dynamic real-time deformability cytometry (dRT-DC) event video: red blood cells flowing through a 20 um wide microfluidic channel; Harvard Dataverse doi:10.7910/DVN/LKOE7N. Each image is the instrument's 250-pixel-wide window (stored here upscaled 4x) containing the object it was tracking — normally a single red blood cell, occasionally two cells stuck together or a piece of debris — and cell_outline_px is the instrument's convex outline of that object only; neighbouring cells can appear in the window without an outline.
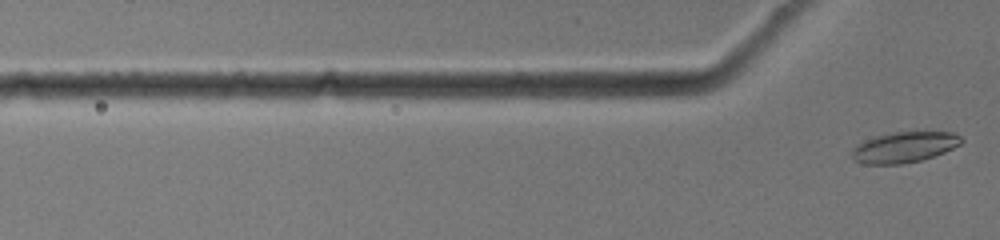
{"species": "common noctule bat (a hibernating species)", "species_latin": "Nyctalus noctula", "temperature_condition": "warm", "stored_images_in_passage": 3, "camera_frame_rate_fps": 3000, "um_per_image_px": 0.085, "animal": {"sex": "female", "body_mass_g": 19.0, "forearm_length_mm": 51.5}, "frame": {"image": 1, "passage_image": 3, "time_ms": 0.667, "image_size_px": [1000, 240], "cell_outline_px": [[964, 140], [960, 144], [944, 152], [920, 160], [904, 164], [864, 164], [852, 160], [852, 148], [856, 144], [864, 140], [876, 136], [892, 132], [956, 132]], "centroid_in_image_um": [76.83, 12.51], "position_along_channel_um": 49.0, "area_um2": 19.65}}